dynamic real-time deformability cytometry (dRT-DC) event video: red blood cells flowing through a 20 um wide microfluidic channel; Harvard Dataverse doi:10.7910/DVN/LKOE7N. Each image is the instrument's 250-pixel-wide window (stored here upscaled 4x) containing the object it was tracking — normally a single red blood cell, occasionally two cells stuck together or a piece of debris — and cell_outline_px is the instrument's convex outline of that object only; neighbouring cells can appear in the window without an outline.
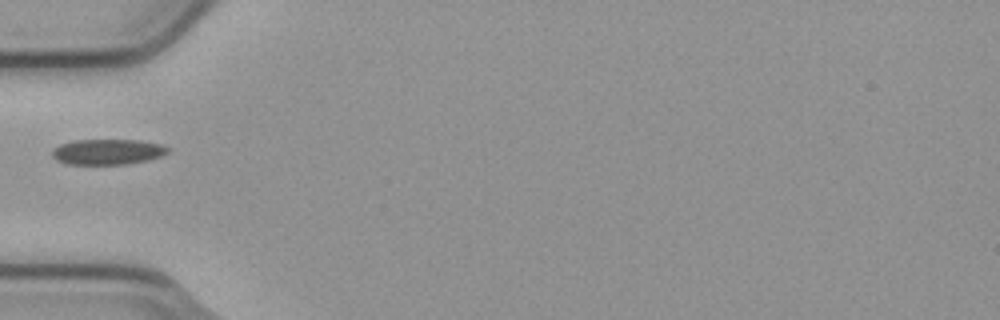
{"species": "common noctule bat (a hibernating species)", "species_latin": "Nyctalus noctula", "temperature_condition": "cold", "stored_images_in_passage": 1, "camera_frame_rate_fps": 3000, "um_per_image_px": 0.085, "animal": {"sex": "male", "body_mass_g": 23.1, "forearm_length_mm": 52.7}, "frame": {"image": 1, "passage_image": 1, "time_ms": 0.0, "image_size_px": [1000, 320], "cell_outline_px": [[168, 152], [160, 156], [148, 160], [124, 164], [64, 164], [56, 160], [52, 156], [52, 148], [60, 144], [72, 140], [140, 140], [160, 144], [168, 148]], "centroid_in_image_um": [9.08, 12.9], "position_along_channel_um": 75.9, "area_um2": 17.22}}